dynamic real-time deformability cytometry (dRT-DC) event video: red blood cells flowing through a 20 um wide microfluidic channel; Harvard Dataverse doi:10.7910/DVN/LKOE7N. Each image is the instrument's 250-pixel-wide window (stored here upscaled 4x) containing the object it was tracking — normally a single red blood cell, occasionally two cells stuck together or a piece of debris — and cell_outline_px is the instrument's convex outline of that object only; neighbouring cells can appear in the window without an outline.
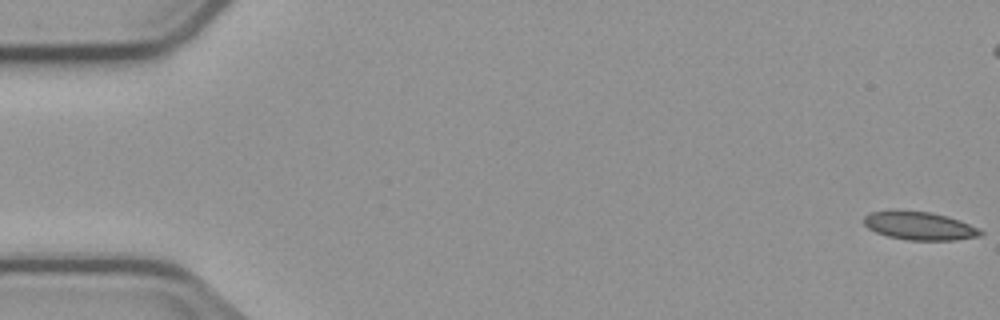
{"species": "common noctule bat (a hibernating species)", "species_latin": "Nyctalus noctula", "temperature_condition": "cold", "stored_images_in_passage": 6, "segment_of_instrument_passage": [2, 2], "camera_frame_rate_fps": 3000, "um_per_image_px": 0.085, "animal": {"sex": "male", "body_mass_g": 23.1, "forearm_length_mm": 52.7}, "frame": {"image": 1, "passage_image": 6, "time_ms": 6.667, "image_size_px": [1000, 320], "cell_outline_px": [[984, 232], [980, 236], [956, 240], [908, 240], [888, 236], [876, 232], [868, 228], [864, 224], [864, 216], [872, 212], [932, 212], [948, 216], [960, 220]], "centroid_in_image_um": [78.19, 19.22], "position_along_channel_um": 6.8, "area_um2": 18.67}}